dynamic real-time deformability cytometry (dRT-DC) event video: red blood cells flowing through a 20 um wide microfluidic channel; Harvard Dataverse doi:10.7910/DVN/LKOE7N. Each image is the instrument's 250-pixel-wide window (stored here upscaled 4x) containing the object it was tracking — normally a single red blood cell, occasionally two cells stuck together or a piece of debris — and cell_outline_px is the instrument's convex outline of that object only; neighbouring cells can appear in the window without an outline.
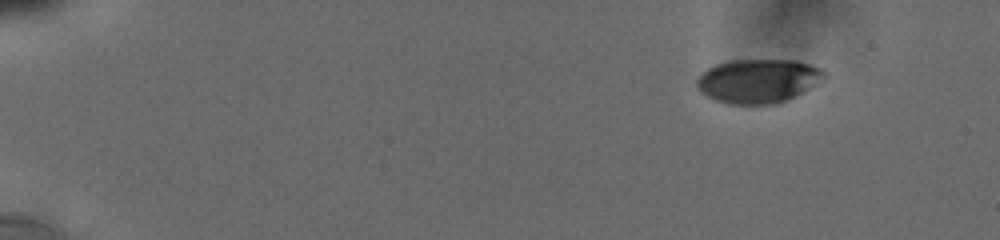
{"species": "human", "species_latin": "Homo sapiens", "temperature_condition": "cold", "stored_images_in_passage": 47, "camera_frame_rate_fps": 3000, "um_per_image_px": 0.085, "donor": {"sex": "male"}, "frame": {"image": 1, "passage_image": 1, "time_ms": 0.0, "image_size_px": [1000, 240], "cell_outline_px": [[824, 76], [800, 92], [776, 104], [732, 104], [716, 100], [700, 92], [696, 88], [696, 80], [708, 68], [716, 64], [728, 60], [796, 60], [808, 64], [824, 72]], "centroid_in_image_um": [64.33, 6.87], "position_along_channel_um": 20.7, "area_um2": 31.79}}
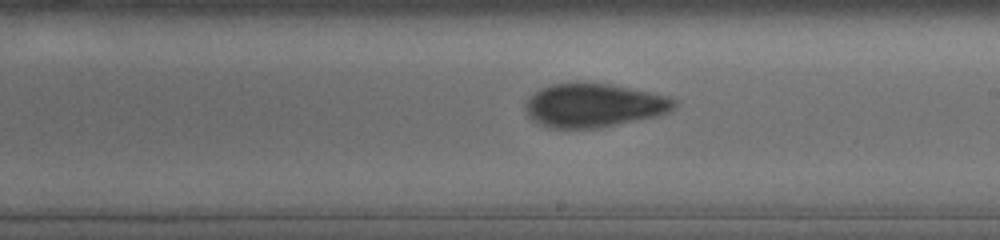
{"frame": {"image": 2, "passage_image": 24, "time_ms": 9.333, "image_size_px": [1000, 240], "cell_outline_px": [[676, 104], [668, 112], [656, 116], [596, 128], [552, 128], [540, 124], [532, 120], [528, 116], [524, 108], [528, 96], [540, 88], [552, 84], [576, 80], [608, 84], [668, 96], [676, 100]], "centroid_in_image_um": [50.39, 8.93], "position_along_channel_um": 238.6, "area_um2": 38.09}}
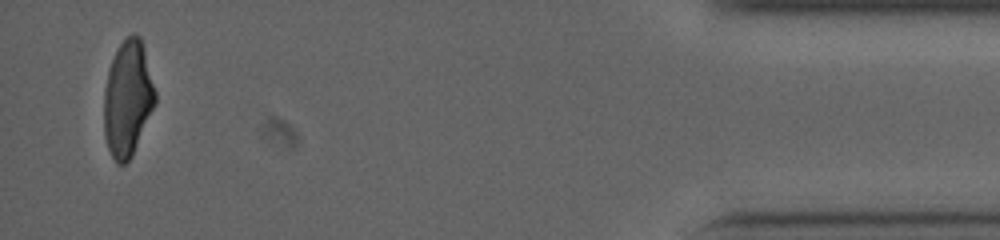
{"frame": {"image": 3, "passage_image": 47, "time_ms": 16.0, "image_size_px": [1000, 240], "cell_outline_px": [[156, 104], [132, 156], [124, 164], [116, 164], [108, 148], [104, 136], [104, 92], [108, 72], [112, 60], [120, 44], [132, 32], [140, 36], [144, 48], [156, 92]], "centroid_in_image_um": [10.86, 8.4], "position_along_channel_um": 424.3, "area_um2": 34.56}, "authors_computed_cell_mechanics": {"area_um2": 36.703, "velocity_mm_per_s": 3.805, "shape_relaxation_time_tau1_ms": 4.9898, "shape_relaxation_time_tau2_ms": 1.5257, "deformation_change_tau1": 0.1703, "deformation_change_tau2": 0.0736}}